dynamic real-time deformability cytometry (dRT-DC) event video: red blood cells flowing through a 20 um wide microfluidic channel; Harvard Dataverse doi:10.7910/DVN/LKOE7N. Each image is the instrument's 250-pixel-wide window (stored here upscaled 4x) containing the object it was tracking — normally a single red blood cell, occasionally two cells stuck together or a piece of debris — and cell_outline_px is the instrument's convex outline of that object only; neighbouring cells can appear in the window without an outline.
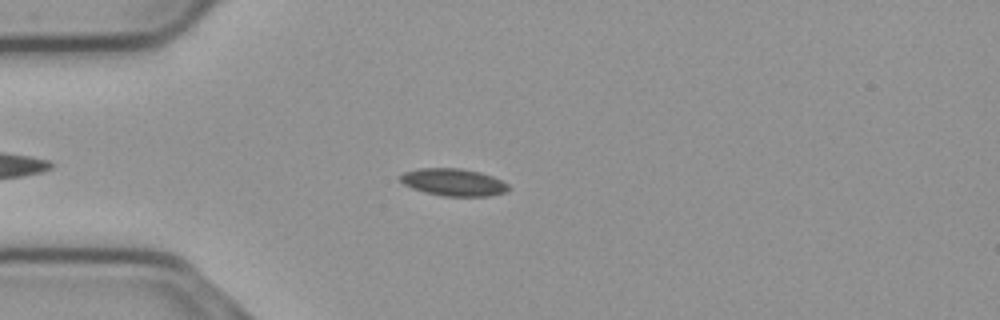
{"species": "common noctule bat (a hibernating species)", "species_latin": "Nyctalus noctula", "temperature_condition": "cold", "stored_images_in_passage": 51, "camera_frame_rate_fps": 3000, "um_per_image_px": 0.085, "animal": {"sex": "male", "body_mass_g": 23.1, "forearm_length_mm": 52.7}, "frame": {"image": 1, "passage_image": 10, "time_ms": 3.0, "image_size_px": [1000, 320], "cell_outline_px": [[508, 188], [504, 192], [488, 196], [444, 196], [424, 192], [412, 188], [404, 184], [400, 180], [400, 176], [404, 172], [420, 168], [460, 168], [480, 172], [492, 176], [508, 184]], "centroid_in_image_um": [38.52, 15.48], "position_along_channel_um": 46.5, "area_um2": 17.05}}
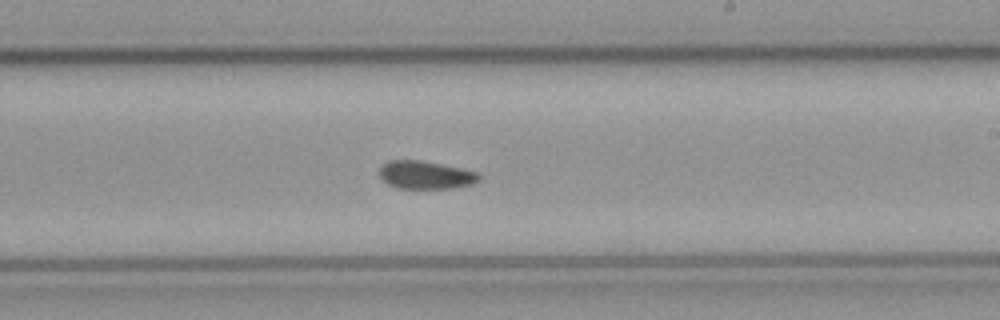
{"frame": {"image": 2, "passage_image": 28, "time_ms": 9.0, "image_size_px": [1000, 320], "cell_outline_px": [[480, 180], [472, 184], [452, 188], [396, 188], [380, 180], [376, 172], [380, 164], [388, 160], [420, 160], [460, 168], [476, 172], [480, 176]], "centroid_in_image_um": [36.06, 14.86], "position_along_channel_um": 252.9, "area_um2": 16.53}}
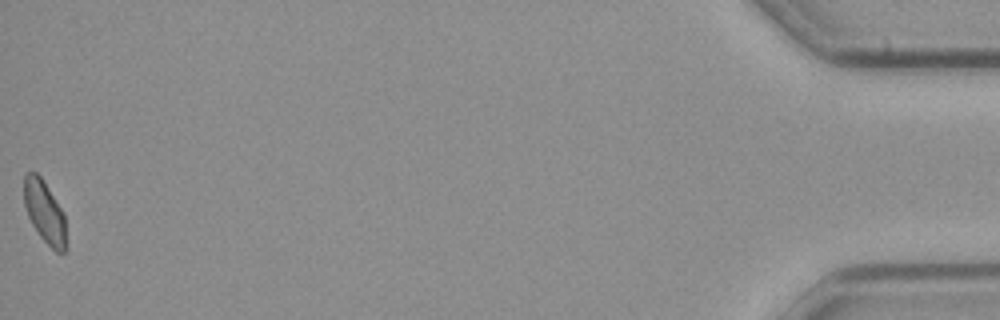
{"frame": {"image": 3, "passage_image": 51, "time_ms": 16.667, "image_size_px": [1000, 320], "cell_outline_px": [[68, 248], [64, 252], [56, 252], [40, 236], [32, 224], [28, 216], [24, 204], [24, 176], [28, 172], [36, 172], [40, 176], [48, 188], [60, 208], [64, 216]], "centroid_in_image_um": [3.8, 18.06], "position_along_channel_um": 431.4, "area_um2": 15.2}, "authors_computed_cell_mechanics": {"area_um2": 16.473, "velocity_mm_per_s": 3.7122, "shape_relaxation_time_tau1_ms": null, "shape_relaxation_time_tau2_ms": 3.9373, "deformation_change_tau1": null, "deformation_change_tau2": 0.075}}